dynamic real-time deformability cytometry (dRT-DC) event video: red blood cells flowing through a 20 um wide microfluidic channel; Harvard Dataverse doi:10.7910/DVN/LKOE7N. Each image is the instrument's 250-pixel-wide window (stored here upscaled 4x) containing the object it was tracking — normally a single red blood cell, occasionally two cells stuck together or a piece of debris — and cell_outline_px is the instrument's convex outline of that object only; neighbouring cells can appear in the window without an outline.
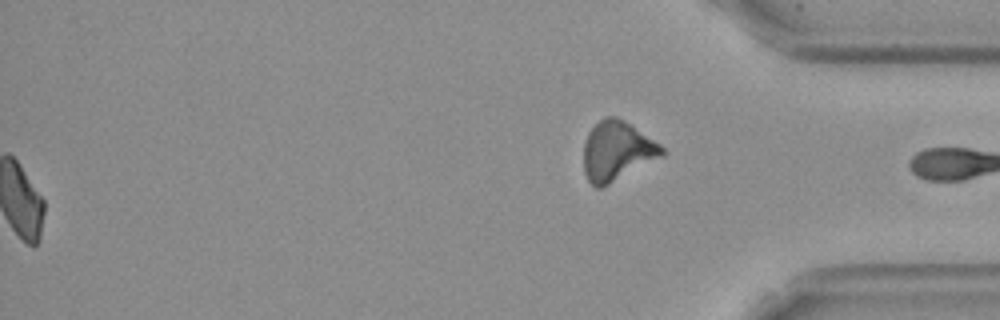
{"species": "Egyptian fruit bat (a non-hibernating species)", "species_latin": "Rousettus aegyptiacus", "temperature_condition": "cold", "stored_images_in_passage": 57, "segment_of_instrument_passage": [2, 2], "camera_frame_rate_fps": 3000, "um_per_image_px": 0.085, "frame": {"image": 1, "passage_image": 57, "time_ms": 18.667, "image_size_px": [1000, 320], "cell_outline_px": [[664, 156], [600, 188], [596, 188], [588, 180], [584, 172], [584, 140], [588, 132], [604, 116], [616, 116], [624, 120], [660, 144], [664, 148]], "centroid_in_image_um": [52.43, 12.83], "position_along_channel_um": 382.8, "area_um2": 26.99}}